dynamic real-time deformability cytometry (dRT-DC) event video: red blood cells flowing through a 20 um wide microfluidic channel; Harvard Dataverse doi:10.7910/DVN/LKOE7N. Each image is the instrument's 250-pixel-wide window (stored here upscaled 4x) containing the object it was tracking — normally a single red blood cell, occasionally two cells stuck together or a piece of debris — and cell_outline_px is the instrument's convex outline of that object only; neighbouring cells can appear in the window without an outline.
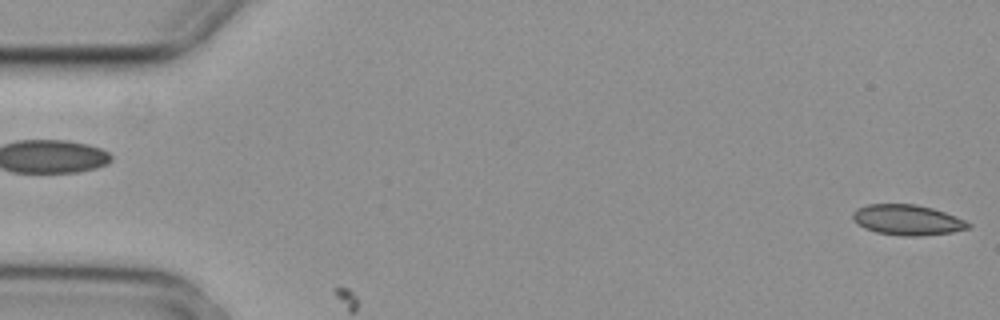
{"species": "common noctule bat (a hibernating species)", "species_latin": "Nyctalus noctula", "temperature_condition": "cold", "stored_images_in_passage": 3, "camera_frame_rate_fps": 3000, "um_per_image_px": 0.085, "animal": {"sex": "female", "body_mass_g": 29.2, "forearm_length_mm": 56.3}, "frame": {"image": 1, "passage_image": 3, "time_ms": 0.667, "image_size_px": [1000, 320], "cell_outline_px": [[972, 228], [952, 232], [920, 236], [904, 236], [876, 232], [864, 228], [852, 220], [852, 212], [856, 208], [868, 204], [916, 204], [932, 208], [956, 216], [972, 224]], "centroid_in_image_um": [77.12, 18.69], "position_along_channel_um": 7.9, "area_um2": 20.63}}